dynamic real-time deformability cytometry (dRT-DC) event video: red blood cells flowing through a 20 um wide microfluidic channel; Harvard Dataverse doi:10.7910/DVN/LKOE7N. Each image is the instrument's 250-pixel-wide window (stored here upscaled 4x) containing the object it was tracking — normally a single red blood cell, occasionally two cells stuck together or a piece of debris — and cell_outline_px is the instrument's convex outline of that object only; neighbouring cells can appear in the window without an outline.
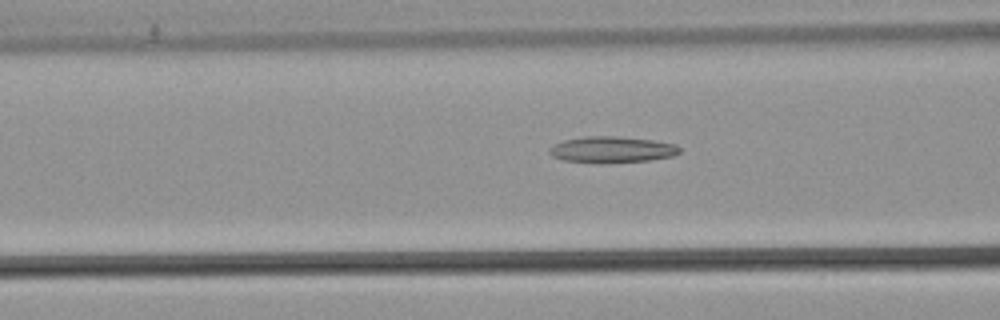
{"species": "common noctule bat (a hibernating species)", "species_latin": "Nyctalus noctula", "temperature_condition": "warm", "stored_images_in_passage": 31, "camera_frame_rate_fps": 3000, "um_per_image_px": 0.085, "animal": {"sex": "male", "body_mass_g": 21.5, "forearm_length_mm": 52.0}, "frame": {"image": 1, "passage_image": 10, "time_ms": 3.0, "image_size_px": [1000, 320], "cell_outline_px": [[680, 152], [672, 156], [648, 160], [564, 160], [552, 156], [548, 152], [548, 148], [564, 140], [584, 136], [620, 136], [652, 140], [676, 144], [680, 148]], "centroid_in_image_um": [52.03, 12.65], "position_along_channel_um": 114.6, "area_um2": 18.84}}
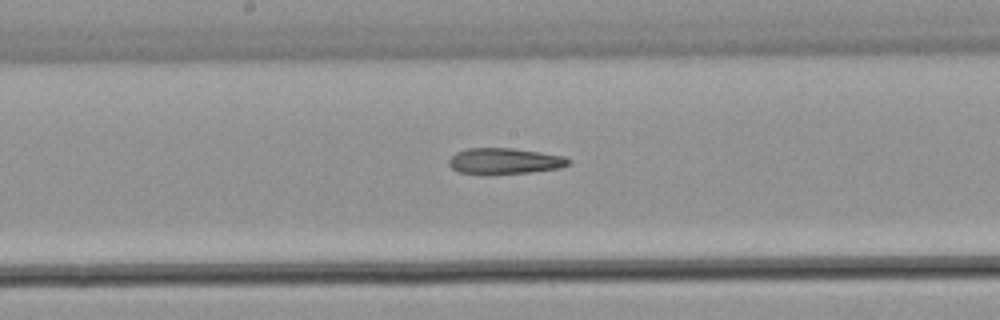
{"frame": {"image": 2, "passage_image": 17, "time_ms": 5.333, "image_size_px": [1000, 320], "cell_outline_px": [[572, 160], [568, 164], [560, 168], [528, 172], [460, 172], [452, 168], [448, 164], [448, 160], [456, 152], [468, 148], [512, 148], [564, 156]], "centroid_in_image_um": [42.91, 13.65], "position_along_channel_um": 205.3, "area_um2": 17.4}}
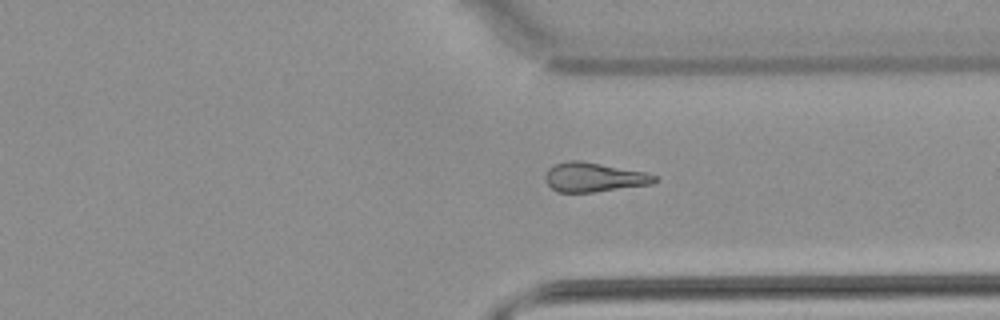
{"frame": {"image": 3, "passage_image": 29, "time_ms": 9.333, "image_size_px": [1000, 320], "cell_outline_px": [[660, 180], [652, 184], [592, 192], [560, 192], [552, 188], [548, 184], [544, 176], [548, 168], [552, 164], [568, 160], [580, 160], [644, 172], [656, 176]], "centroid_in_image_um": [50.46, 15.05], "position_along_channel_um": 360.9, "area_um2": 18.61}}